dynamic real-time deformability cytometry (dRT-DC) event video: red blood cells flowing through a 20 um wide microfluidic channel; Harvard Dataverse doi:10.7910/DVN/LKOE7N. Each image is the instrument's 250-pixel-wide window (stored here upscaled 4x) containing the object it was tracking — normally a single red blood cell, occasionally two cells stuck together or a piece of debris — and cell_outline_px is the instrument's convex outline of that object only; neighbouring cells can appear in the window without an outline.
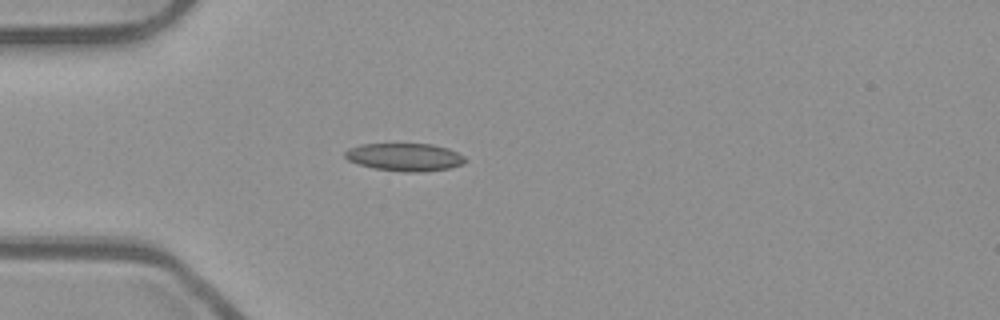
{"species": "common noctule bat (a hibernating species)", "species_latin": "Nyctalus noctula", "temperature_condition": "room temperature", "stored_images_in_passage": 50, "camera_frame_rate_fps": 3000, "um_per_image_px": 0.085, "animal": {"sex": "male", "body_mass_g": 23.1, "forearm_length_mm": 52.7}, "frame": {"image": 1, "passage_image": 12, "time_ms": 3.667, "image_size_px": [1000, 320], "cell_outline_px": [[468, 160], [464, 164], [448, 168], [424, 172], [408, 172], [372, 168], [348, 160], [344, 156], [344, 152], [348, 148], [360, 144], [432, 144], [448, 148], [464, 156]], "centroid_in_image_um": [34.41, 13.35], "position_along_channel_um": 50.6, "area_um2": 19.54}}
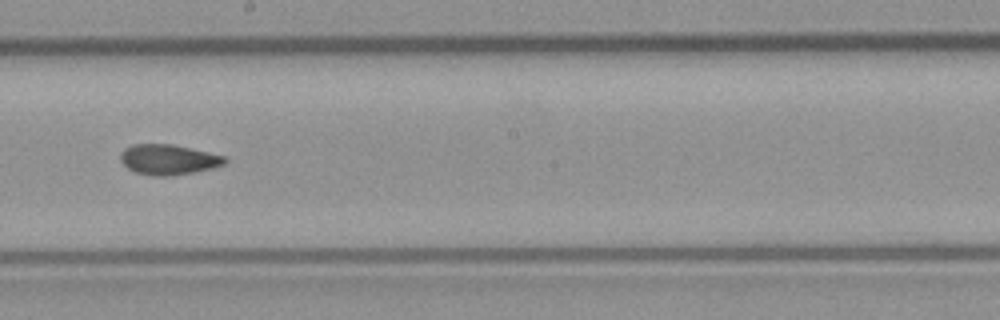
{"frame": {"image": 2, "passage_image": 27, "time_ms": 8.667, "image_size_px": [1000, 320], "cell_outline_px": [[228, 160], [224, 164], [212, 168], [196, 172], [168, 176], [152, 176], [136, 172], [128, 168], [120, 160], [120, 152], [124, 148], [132, 144], [172, 144], [208, 152], [224, 156]], "centroid_in_image_um": [14.29, 13.56], "position_along_channel_um": 233.9, "area_um2": 18.44}}
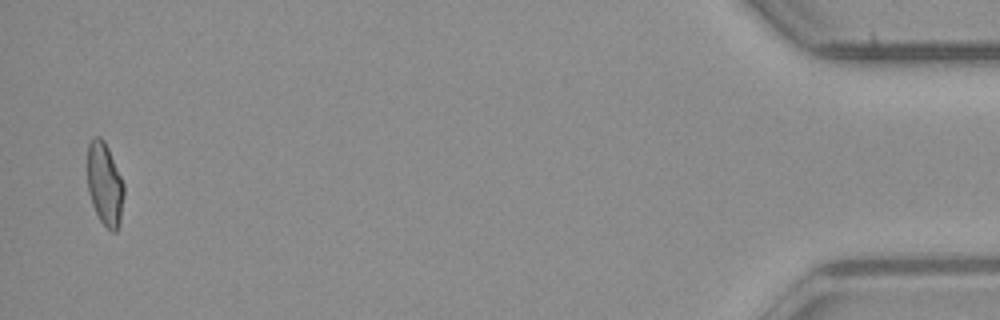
{"frame": {"image": 3, "passage_image": 49, "time_ms": 16.0, "image_size_px": [1000, 320], "cell_outline_px": [[124, 196], [120, 224], [116, 232], [112, 232], [100, 220], [92, 204], [88, 192], [88, 144], [96, 136], [100, 136], [104, 140], [108, 148], [124, 184]], "centroid_in_image_um": [8.92, 15.67], "position_along_channel_um": 426.3, "area_um2": 17.57}, "authors_computed_cell_mechanics": {"area_um2": 18.3515, "velocity_mm_per_s": 3.8783, "shape_relaxation_time_tau1_ms": null, "shape_relaxation_time_tau2_ms": 2.2825, "deformation_change_tau1": null, "deformation_change_tau2": 0.0824}}